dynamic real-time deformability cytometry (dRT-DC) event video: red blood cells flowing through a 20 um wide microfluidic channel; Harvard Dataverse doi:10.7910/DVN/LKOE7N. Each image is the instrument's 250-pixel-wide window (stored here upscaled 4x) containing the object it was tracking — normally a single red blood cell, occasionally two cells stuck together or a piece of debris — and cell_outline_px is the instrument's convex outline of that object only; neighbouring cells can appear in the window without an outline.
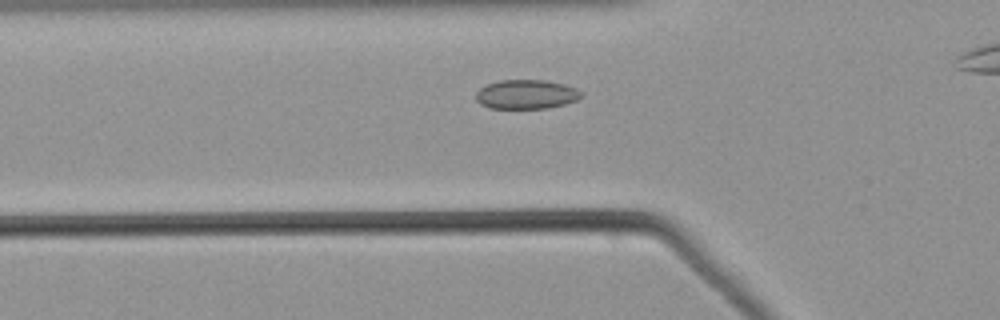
{"species": "common noctule bat (a hibernating species)", "species_latin": "Nyctalus noctula", "temperature_condition": "warm", "stored_images_in_passage": 37, "camera_frame_rate_fps": 3000, "um_per_image_px": 0.085, "animal": {"sex": "male", "body_mass_g": 21.5, "forearm_length_mm": 52.0}, "frame": {"image": 1, "passage_image": 10, "time_ms": 3.0, "image_size_px": [1000, 320], "cell_outline_px": [[584, 96], [576, 100], [564, 104], [548, 108], [488, 108], [480, 104], [476, 100], [476, 92], [480, 88], [488, 84], [500, 80], [544, 80], [564, 84], [576, 88]], "centroid_in_image_um": [44.72, 8.02], "position_along_channel_um": 81.1, "area_um2": 17.92}}
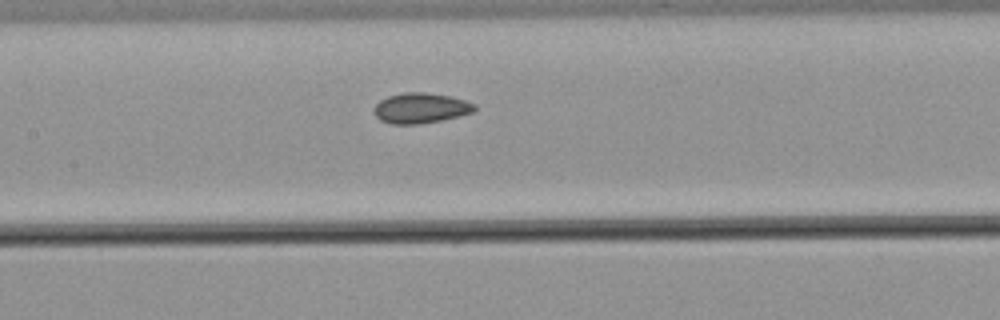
{"frame": {"image": 2, "passage_image": 17, "time_ms": 5.333, "image_size_px": [1000, 320], "cell_outline_px": [[476, 108], [472, 112], [460, 116], [440, 120], [416, 124], [392, 124], [380, 120], [372, 112], [376, 104], [380, 100], [388, 96], [404, 92], [424, 92], [448, 96], [464, 100], [476, 104]], "centroid_in_image_um": [35.73, 9.18], "position_along_channel_um": 171.7, "area_um2": 17.69}}
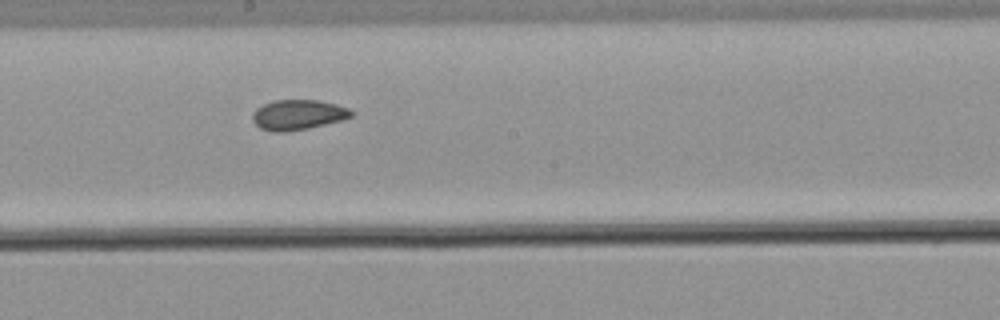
{"frame": {"image": 3, "passage_image": 21, "time_ms": 6.667, "image_size_px": [1000, 320], "cell_outline_px": [[352, 116], [344, 120], [308, 128], [284, 132], [276, 132], [260, 128], [252, 120], [252, 112], [256, 108], [272, 100], [320, 100], [336, 104], [348, 108], [352, 112]], "centroid_in_image_um": [25.32, 9.75], "position_along_channel_um": 222.9, "area_um2": 17.4}}